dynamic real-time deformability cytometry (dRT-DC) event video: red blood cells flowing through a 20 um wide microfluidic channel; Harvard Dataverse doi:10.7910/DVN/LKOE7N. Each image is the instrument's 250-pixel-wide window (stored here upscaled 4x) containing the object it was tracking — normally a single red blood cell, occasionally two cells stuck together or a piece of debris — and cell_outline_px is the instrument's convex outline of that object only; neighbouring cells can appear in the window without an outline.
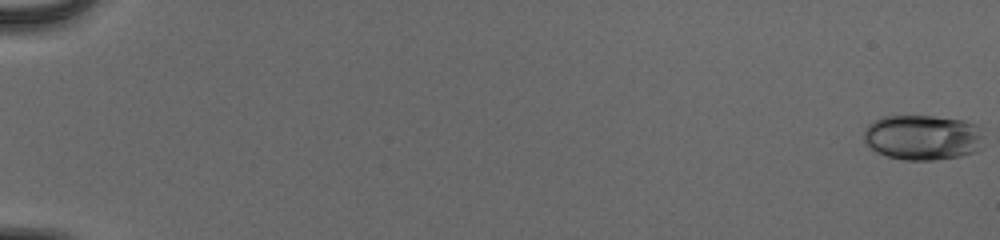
{"species": "human", "species_latin": "Homo sapiens", "temperature_condition": "cold", "stored_images_in_passage": 56, "camera_frame_rate_fps": 3000, "um_per_image_px": 0.085, "donor": {"sex": "male"}, "frame": {"image": 1, "passage_image": 1, "time_ms": 0.0, "image_size_px": [1000, 240], "cell_outline_px": [[984, 148], [976, 152], [960, 156], [932, 160], [904, 160], [888, 156], [876, 152], [864, 144], [864, 128], [872, 120], [884, 116], [932, 116], [964, 120], [976, 124], [980, 128]], "centroid_in_image_um": [78.42, 11.68], "position_along_channel_um": 6.6, "area_um2": 32.14}}
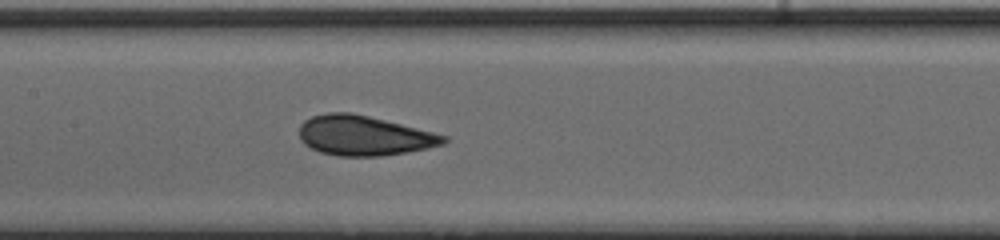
{"frame": {"image": 2, "passage_image": 31, "time_ms": 10.0, "image_size_px": [1000, 240], "cell_outline_px": [[448, 140], [444, 144], [428, 148], [380, 156], [340, 156], [320, 152], [304, 144], [300, 140], [300, 124], [304, 120], [312, 116], [328, 112], [352, 112], [448, 136]], "centroid_in_image_um": [30.91, 11.52], "position_along_channel_um": 176.5, "area_um2": 33.29}}
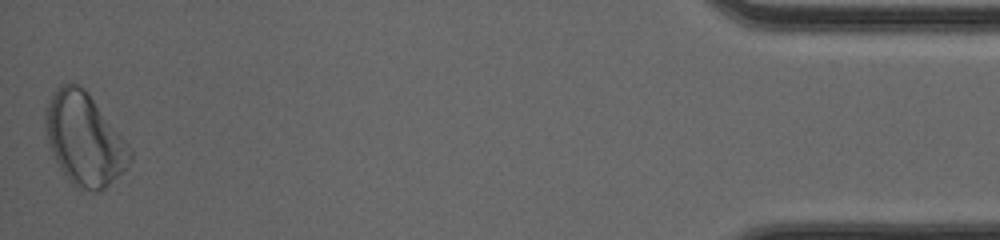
{"frame": {"image": 3, "passage_image": 56, "time_ms": 18.333, "image_size_px": [1000, 240], "cell_outline_px": [[132, 160], [104, 188], [96, 192], [92, 192], [80, 188], [72, 184], [60, 168], [52, 152], [48, 140], [44, 124], [44, 108], [60, 84], [72, 80], [84, 88], [88, 92], [124, 140], [132, 152]], "centroid_in_image_um": [7.13, 11.79], "position_along_channel_um": 428.1, "area_um2": 44.8}, "authors_computed_cell_mechanics": {"area_um2": 33.1772, "velocity_mm_per_s": 3.9286, "shape_relaxation_time_tau1_ms": 4.3816, "shape_relaxation_time_tau2_ms": 1.735, "deformation_change_tau1": 0.0898, "deformation_change_tau2": 0.058}}